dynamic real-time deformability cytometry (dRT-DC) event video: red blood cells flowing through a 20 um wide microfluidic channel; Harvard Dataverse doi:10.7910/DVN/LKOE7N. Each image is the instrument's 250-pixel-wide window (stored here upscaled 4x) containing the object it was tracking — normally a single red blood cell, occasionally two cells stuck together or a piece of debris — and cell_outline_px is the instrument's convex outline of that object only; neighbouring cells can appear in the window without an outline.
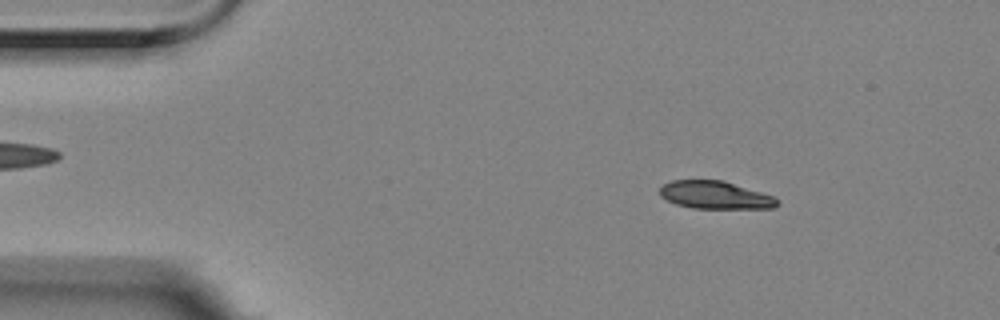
{"species": "Egyptian fruit bat (a non-hibernating species)", "species_latin": "Rousettus aegyptiacus", "temperature_condition": "room temperature", "stored_images_in_passage": 54, "camera_frame_rate_fps": 3000, "um_per_image_px": 0.085, "animal": {"sex": "female"}, "frame": {"image": 1, "passage_image": 6, "time_ms": 1.667, "image_size_px": [1000, 320], "cell_outline_px": [[780, 204], [776, 208], [692, 208], [676, 204], [660, 196], [660, 188], [664, 184], [672, 180], [724, 180], [776, 196], [780, 200]], "centroid_in_image_um": [60.87, 16.58], "position_along_channel_um": 24.1, "area_um2": 19.25}}
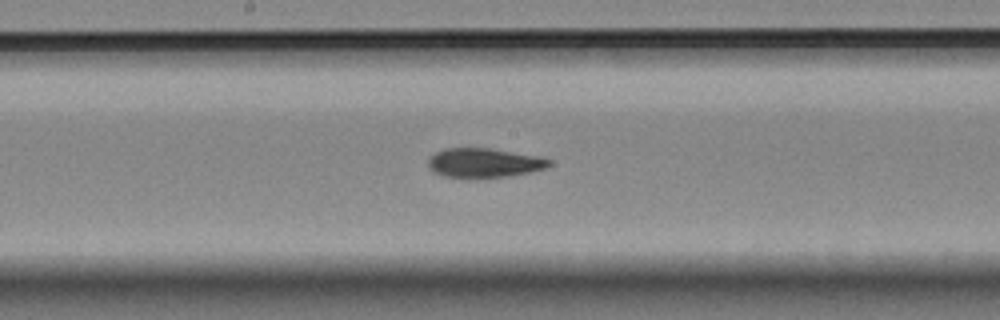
{"frame": {"image": 2, "passage_image": 27, "time_ms": 8.667, "image_size_px": [1000, 320], "cell_outline_px": [[552, 164], [544, 168], [528, 172], [508, 176], [476, 180], [444, 176], [432, 172], [428, 164], [428, 160], [436, 152], [444, 148], [488, 148], [544, 156], [552, 160]], "centroid_in_image_um": [41.16, 13.86], "position_along_channel_um": 207.0, "area_um2": 21.27}}
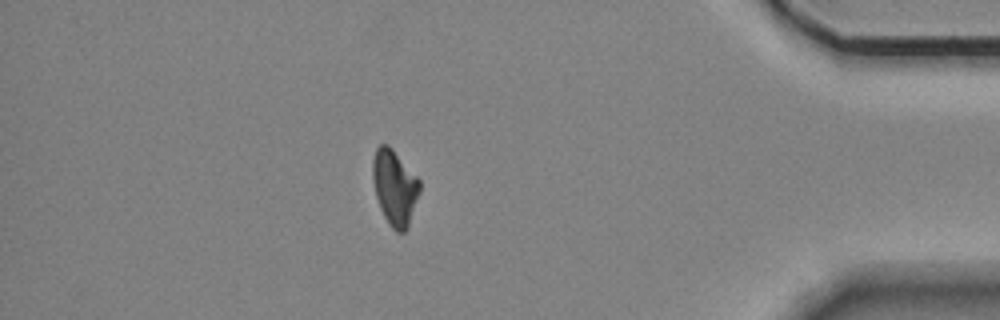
{"frame": {"image": 3, "passage_image": 47, "time_ms": 15.333, "image_size_px": [1000, 320], "cell_outline_px": [[420, 192], [408, 228], [404, 232], [396, 232], [388, 224], [380, 208], [376, 196], [372, 180], [372, 160], [376, 148], [380, 144], [388, 144], [392, 148], [420, 180]], "centroid_in_image_um": [33.54, 15.94], "position_along_channel_um": 401.7, "area_um2": 20.81}, "authors_computed_cell_mechanics": {"area_um2": 20.7791, "velocity_mm_per_s": 3.53, "shape_relaxation_time_tau1_ms": 9.6563, "shape_relaxation_time_tau2_ms": 4.6406, "deformation_change_tau1": 0.2089, "deformation_change_tau2": 0.074}}